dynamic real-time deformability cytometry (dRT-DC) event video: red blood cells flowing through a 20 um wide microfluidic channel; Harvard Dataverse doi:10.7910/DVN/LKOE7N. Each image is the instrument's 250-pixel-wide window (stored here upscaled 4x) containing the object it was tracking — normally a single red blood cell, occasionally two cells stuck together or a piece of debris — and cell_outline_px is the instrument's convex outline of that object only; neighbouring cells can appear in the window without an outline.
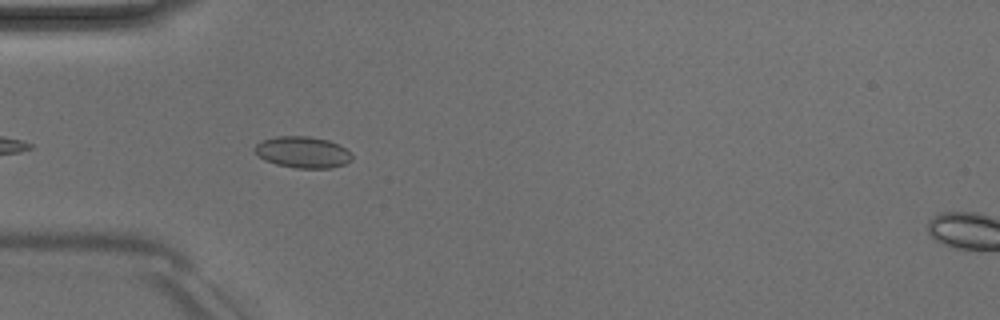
{"species": "Egyptian fruit bat (a non-hibernating species)", "species_latin": "Rousettus aegyptiacus", "temperature_condition": "room temperature", "stored_images_in_passage": 22, "camera_frame_rate_fps": 3000, "um_per_image_px": 0.085, "animal": {"sex": "male"}, "frame": {"image": 1, "passage_image": 4, "time_ms": 1.0, "image_size_px": [1000, 320], "cell_outline_px": [[352, 160], [344, 164], [332, 168], [296, 168], [276, 164], [264, 160], [256, 156], [256, 144], [264, 140], [276, 136], [308, 136], [328, 140], [352, 152]], "centroid_in_image_um": [25.74, 12.94], "position_along_channel_um": 59.3, "area_um2": 17.74}}